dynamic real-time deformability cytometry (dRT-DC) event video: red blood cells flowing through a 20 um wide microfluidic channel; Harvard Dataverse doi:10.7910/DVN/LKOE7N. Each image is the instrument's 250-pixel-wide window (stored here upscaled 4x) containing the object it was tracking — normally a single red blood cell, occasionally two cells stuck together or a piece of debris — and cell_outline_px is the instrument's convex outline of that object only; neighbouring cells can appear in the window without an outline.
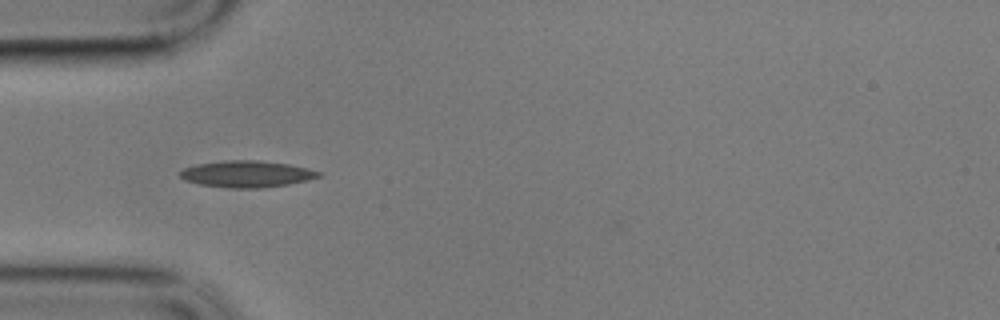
{"species": "common noctule bat (a hibernating species)", "species_latin": "Nyctalus noctula", "temperature_condition": "cold", "stored_images_in_passage": 43, "camera_frame_rate_fps": 3000, "um_per_image_px": 0.085, "animal": {"sex": "male", "body_mass_g": 17.9}, "frame": {"image": 1, "passage_image": 1, "time_ms": 0.0, "image_size_px": [1000, 320], "cell_outline_px": [[324, 176], [308, 180], [288, 184], [260, 188], [228, 188], [200, 184], [184, 180], [180, 176], [180, 172], [184, 168], [196, 164], [224, 160], [260, 160], [288, 164], [320, 172]], "centroid_in_image_um": [20.96, 14.79], "position_along_channel_um": 64.0, "area_um2": 21.44}}
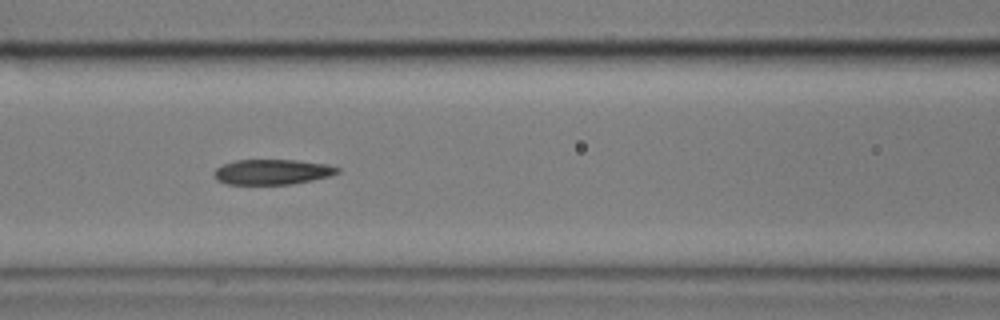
{"frame": {"image": 2, "passage_image": 8, "time_ms": 2.333, "image_size_px": [1000, 320], "cell_outline_px": [[340, 172], [328, 176], [312, 180], [292, 184], [228, 184], [216, 180], [212, 172], [216, 168], [224, 164], [236, 160], [296, 160], [328, 164], [340, 168]], "centroid_in_image_um": [23.13, 14.61], "position_along_channel_um": 143.5, "area_um2": 18.15}}
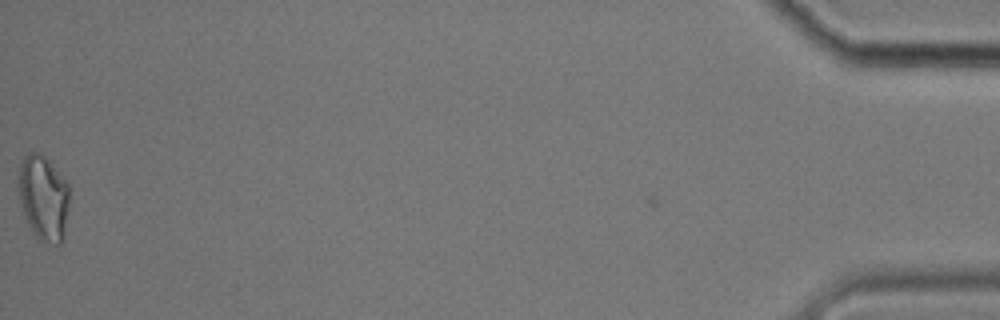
{"frame": {"image": 3, "passage_image": 42, "time_ms": 13.667, "image_size_px": [1000, 320], "cell_outline_px": [[68, 208], [60, 244], [56, 244], [40, 240], [36, 236], [28, 224], [24, 216], [20, 204], [20, 164], [24, 156], [28, 152], [36, 152], [44, 156], [48, 160], [68, 184]], "centroid_in_image_um": [3.68, 16.79], "position_along_channel_um": 431.5, "area_um2": 24.51}, "authors_computed_cell_mechanics": {"area_um2": 19.0162, "velocity_mm_per_s": 3.4034, "shape_relaxation_time_tau1_ms": 9.3914, "shape_relaxation_time_tau2_ms": 4.2133, "deformation_change_tau1": 0.2396, "deformation_change_tau2": 0.1208}}